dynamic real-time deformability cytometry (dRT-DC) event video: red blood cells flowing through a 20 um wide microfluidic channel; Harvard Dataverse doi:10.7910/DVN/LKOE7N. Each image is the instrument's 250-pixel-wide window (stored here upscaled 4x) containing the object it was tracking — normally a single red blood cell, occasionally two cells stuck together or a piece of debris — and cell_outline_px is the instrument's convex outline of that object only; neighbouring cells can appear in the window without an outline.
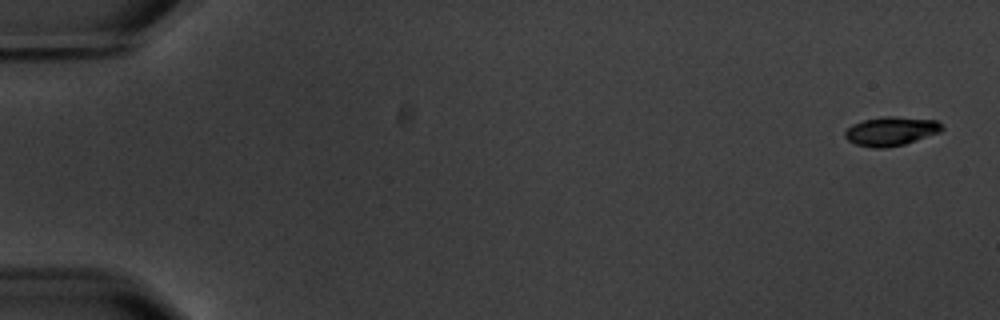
{"species": "common noctule bat (a hibernating species)", "species_latin": "Nyctalus noctula", "temperature_condition": "warm", "stored_images_in_passage": 8, "camera_frame_rate_fps": 3000, "um_per_image_px": 0.085, "animal": {"sex": "male", "body_mass_g": 20.1, "forearm_length_mm": 53.5}, "frame": {"image": 1, "passage_image": 1, "time_ms": 0.0, "image_size_px": [1000, 320], "cell_outline_px": [[944, 128], [940, 132], [904, 144], [884, 148], [876, 148], [856, 144], [848, 140], [844, 136], [844, 132], [852, 124], [864, 120], [884, 116], [896, 116], [936, 120]], "centroid_in_image_um": [75.73, 11.14], "position_along_channel_um": 9.3, "area_um2": 16.24}}
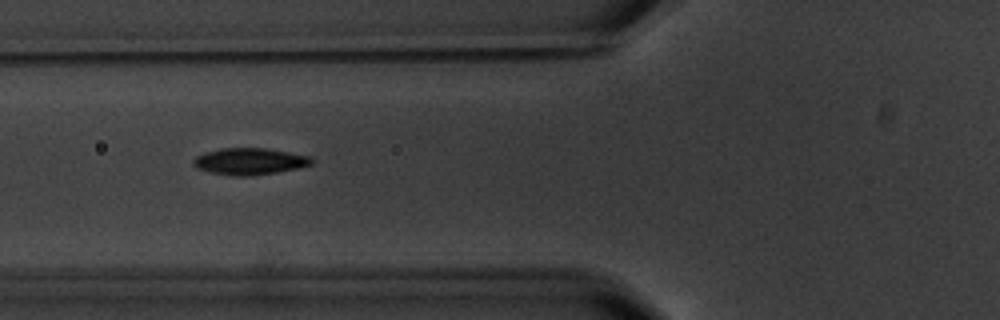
{"frame": {"image": 2, "passage_image": 7, "time_ms": 7.0, "image_size_px": [1000, 320], "cell_outline_px": [[312, 164], [300, 168], [276, 172], [248, 176], [232, 176], [212, 172], [196, 168], [192, 164], [192, 160], [196, 156], [204, 152], [224, 148], [264, 148], [312, 156]], "centroid_in_image_um": [21.21, 13.71], "position_along_channel_um": 104.6, "area_um2": 18.38}}
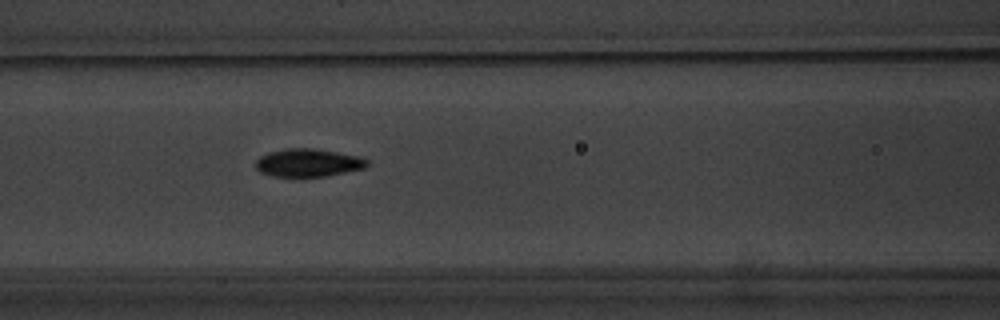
{"frame": {"image": 3, "passage_image": 8, "time_ms": 8.0, "image_size_px": [1000, 320], "cell_outline_px": [[368, 164], [364, 168], [324, 176], [272, 176], [260, 172], [256, 168], [256, 160], [260, 156], [268, 152], [288, 148], [312, 148], [360, 156], [368, 160]], "centroid_in_image_um": [26.17, 13.82], "position_along_channel_um": 140.4, "area_um2": 17.98}}